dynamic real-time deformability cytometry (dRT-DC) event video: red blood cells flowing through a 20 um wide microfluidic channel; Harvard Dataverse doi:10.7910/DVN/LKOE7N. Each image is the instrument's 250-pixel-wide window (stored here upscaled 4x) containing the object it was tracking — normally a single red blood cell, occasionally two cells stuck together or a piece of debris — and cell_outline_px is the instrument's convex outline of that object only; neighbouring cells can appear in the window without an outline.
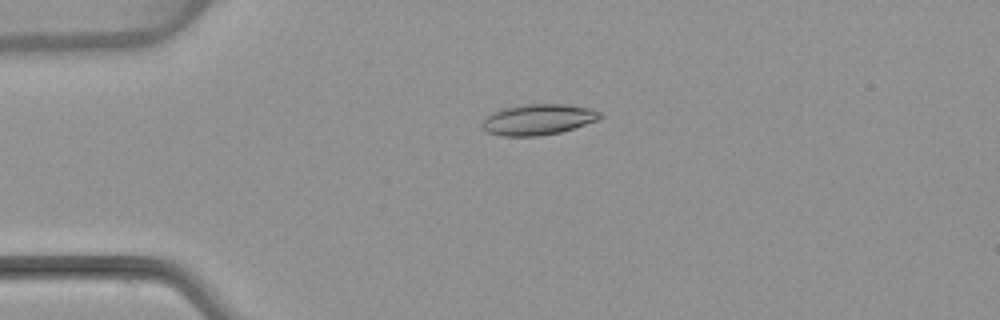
{"species": "common noctule bat (a hibernating species)", "species_latin": "Nyctalus noctula", "temperature_condition": "warm", "stored_images_in_passage": 4, "camera_frame_rate_fps": 3000, "um_per_image_px": 0.085, "animal": {"sex": "female", "body_mass_g": 22.7, "forearm_length_mm": 54.2}, "frame": {"image": 1, "passage_image": 3, "time_ms": 3.667, "image_size_px": [1000, 320], "cell_outline_px": [[604, 116], [600, 120], [560, 132], [540, 136], [504, 136], [488, 132], [480, 124], [492, 112], [504, 108], [528, 104], [564, 104], [592, 108], [600, 112]], "centroid_in_image_um": [45.8, 10.16], "position_along_channel_um": 39.2, "area_um2": 21.15}}